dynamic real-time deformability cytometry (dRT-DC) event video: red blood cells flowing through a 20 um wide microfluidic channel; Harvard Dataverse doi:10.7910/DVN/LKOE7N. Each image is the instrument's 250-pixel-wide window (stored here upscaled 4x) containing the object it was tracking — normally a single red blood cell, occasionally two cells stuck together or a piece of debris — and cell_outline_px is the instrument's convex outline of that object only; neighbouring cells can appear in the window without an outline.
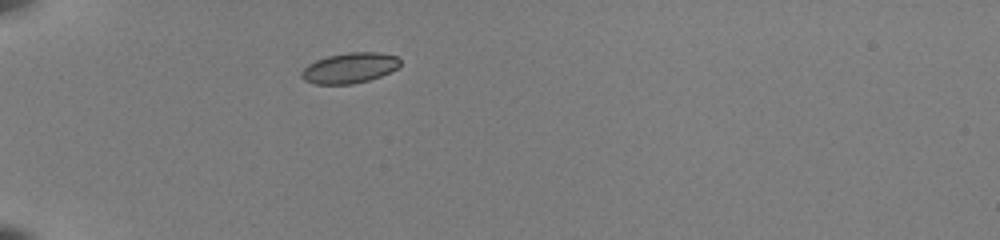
{"species": "common noctule bat (a hibernating species)", "species_latin": "Nyctalus noctula", "temperature_condition": "room temperature", "stored_images_in_passage": 36, "camera_frame_rate_fps": 3000, "um_per_image_px": 0.085, "animal": {"sex": "female", "body_mass_g": 22.0, "forearm_length_mm": 56.7}, "frame": {"image": 1, "passage_image": 1, "time_ms": 0.0, "image_size_px": [1000, 240], "cell_outline_px": [[400, 64], [396, 68], [380, 76], [368, 80], [352, 84], [316, 84], [304, 80], [300, 76], [300, 72], [308, 64], [316, 60], [328, 56], [348, 52], [380, 52], [396, 56], [400, 60]], "centroid_in_image_um": [29.69, 5.77], "position_along_channel_um": 55.3, "area_um2": 17.4}}
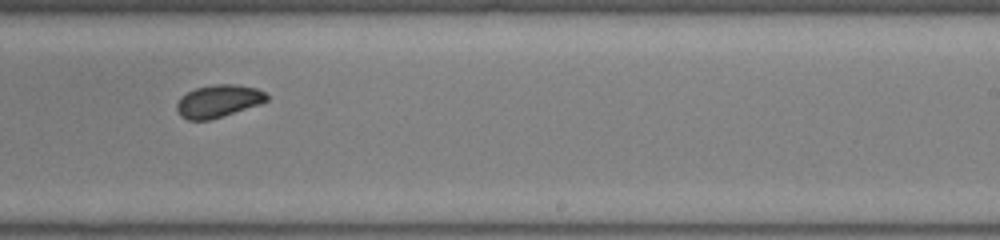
{"frame": {"image": 2, "passage_image": 19, "time_ms": 6.0, "image_size_px": [1000, 240], "cell_outline_px": [[268, 100], [260, 104], [208, 120], [188, 120], [180, 116], [176, 108], [176, 104], [180, 96], [196, 88], [212, 84], [236, 84], [256, 88], [264, 92], [268, 96]], "centroid_in_image_um": [18.53, 8.58], "position_along_channel_um": 270.5, "area_um2": 16.99}}
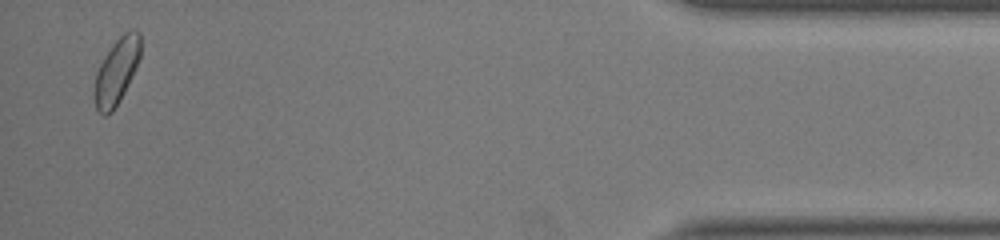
{"frame": {"image": 3, "passage_image": 35, "time_ms": 11.333, "image_size_px": [1000, 240], "cell_outline_px": [[140, 56], [136, 68], [120, 100], [112, 112], [108, 116], [104, 116], [96, 108], [92, 96], [92, 92], [96, 72], [104, 56], [112, 44], [124, 32], [132, 28], [136, 28], [140, 32]], "centroid_in_image_um": [9.88, 6.06], "position_along_channel_um": 425.3, "area_um2": 18.03}, "authors_computed_cell_mechanics": {"area_um2": 17.4556, "velocity_mm_per_s": 3.9847, "shape_relaxation_time_tau1_ms": 3.0177, "shape_relaxation_time_tau2_ms": 2.6289, "deformation_change_tau1": 0.0906, "deformation_change_tau2": 0.0547}}